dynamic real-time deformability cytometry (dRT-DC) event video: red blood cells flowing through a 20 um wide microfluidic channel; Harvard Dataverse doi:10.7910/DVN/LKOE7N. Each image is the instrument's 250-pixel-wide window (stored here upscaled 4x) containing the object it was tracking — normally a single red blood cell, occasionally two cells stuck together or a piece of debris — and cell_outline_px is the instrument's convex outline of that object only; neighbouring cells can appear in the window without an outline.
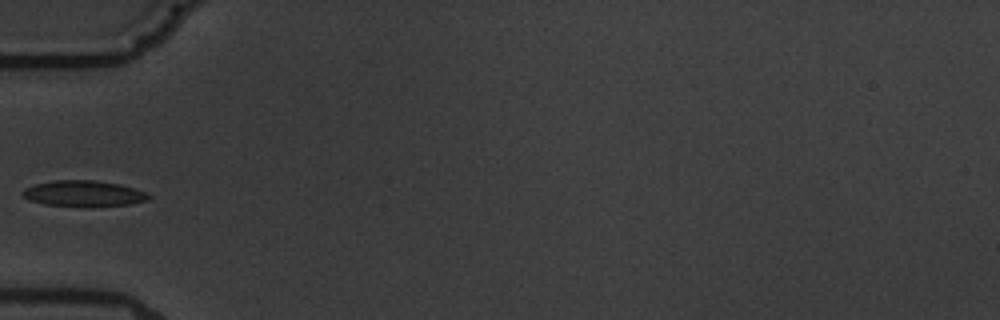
{"species": "common noctule bat (a hibernating species)", "species_latin": "Nyctalus noctula", "temperature_condition": "warm", "stored_images_in_passage": 2, "camera_frame_rate_fps": 3000, "um_per_image_px": 0.085, "animal": {"sex": "male", "body_mass_g": 19.5, "forearm_length_mm": 54.6}, "frame": {"image": 1, "passage_image": 2, "time_ms": 1.0, "image_size_px": [1000, 320], "cell_outline_px": [[152, 196], [148, 200], [128, 204], [96, 208], [80, 208], [44, 204], [28, 200], [20, 192], [24, 188], [36, 184], [52, 180], [96, 180], [120, 184], [136, 188]], "centroid_in_image_um": [7.11, 16.47], "position_along_channel_um": 77.9, "area_um2": 19.71}}